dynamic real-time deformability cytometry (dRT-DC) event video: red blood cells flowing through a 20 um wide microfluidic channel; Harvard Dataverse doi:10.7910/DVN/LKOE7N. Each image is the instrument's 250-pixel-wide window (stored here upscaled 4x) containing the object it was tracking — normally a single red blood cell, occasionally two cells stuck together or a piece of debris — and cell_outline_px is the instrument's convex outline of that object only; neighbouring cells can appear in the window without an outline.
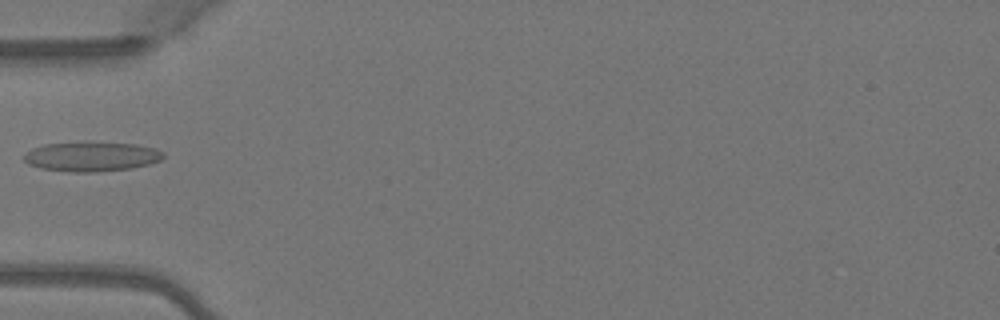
{"species": "Egyptian fruit bat (a non-hibernating species)", "species_latin": "Rousettus aegyptiacus", "temperature_condition": "warm", "stored_images_in_passage": 6, "camera_frame_rate_fps": 3000, "um_per_image_px": 0.085, "animal": {"sex": "female"}, "frame": {"image": 1, "passage_image": 5, "time_ms": 1.333, "image_size_px": [1000, 320], "cell_outline_px": [[164, 156], [160, 160], [148, 164], [132, 168], [96, 172], [68, 172], [40, 168], [28, 164], [24, 160], [24, 156], [32, 148], [44, 144], [84, 140], [136, 144], [156, 148], [164, 152]], "centroid_in_image_um": [7.77, 13.28], "position_along_channel_um": 77.2, "area_um2": 24.68}}
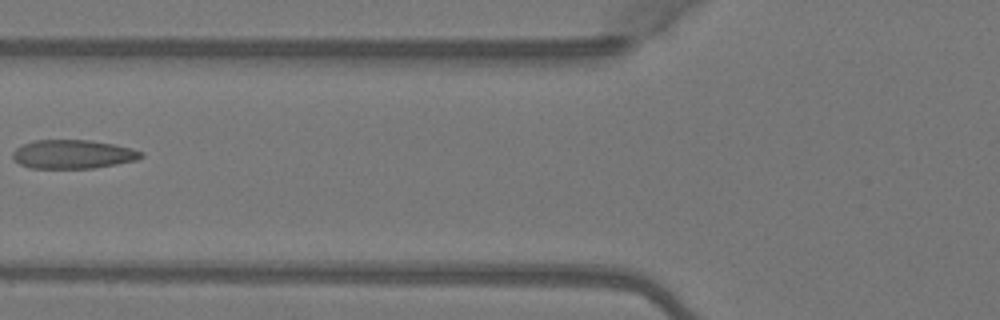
{"frame": {"image": 2, "passage_image": 6, "time_ms": 1.667, "image_size_px": [1000, 320], "cell_outline_px": [[144, 156], [136, 160], [116, 164], [92, 168], [28, 168], [20, 164], [12, 156], [12, 152], [16, 148], [32, 140], [88, 140], [116, 144], [132, 148], [144, 152]], "centroid_in_image_um": [6.22, 13.1], "position_along_channel_um": 119.6, "area_um2": 21.62}}